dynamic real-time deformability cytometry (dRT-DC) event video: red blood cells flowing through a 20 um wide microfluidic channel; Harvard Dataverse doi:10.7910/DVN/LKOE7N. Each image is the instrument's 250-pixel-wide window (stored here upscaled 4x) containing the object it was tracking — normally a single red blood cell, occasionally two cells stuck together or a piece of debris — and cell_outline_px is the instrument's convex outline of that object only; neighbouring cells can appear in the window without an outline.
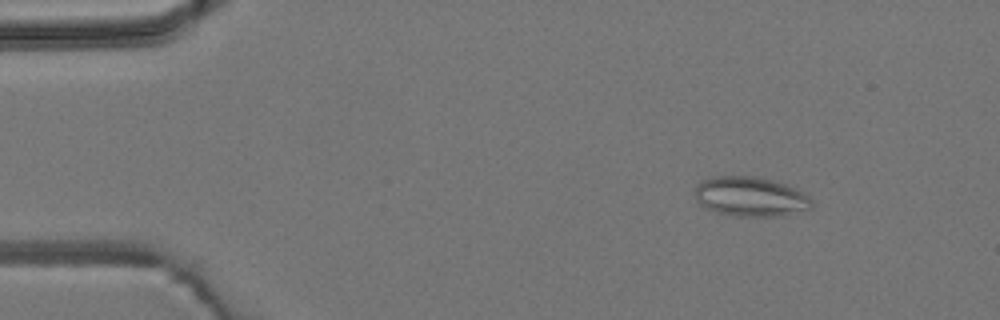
{"species": "common noctule bat (a hibernating species)", "species_latin": "Nyctalus noctula", "temperature_condition": "room temperature", "stored_images_in_passage": 1, "camera_frame_rate_fps": 3000, "um_per_image_px": 0.085, "animal": {"sex": "male", "body_mass_g": 19.2, "forearm_length_mm": 51.8}, "frame": {"image": 1, "passage_image": 1, "time_ms": 0.0, "image_size_px": [1000, 320], "cell_outline_px": [[812, 208], [780, 216], [732, 216], [716, 212], [704, 208], [696, 200], [696, 184], [700, 180], [712, 176], [756, 176], [772, 180], [796, 188], [804, 192], [812, 200]], "centroid_in_image_um": [63.76, 16.71], "position_along_channel_um": 21.2, "area_um2": 27.22}}